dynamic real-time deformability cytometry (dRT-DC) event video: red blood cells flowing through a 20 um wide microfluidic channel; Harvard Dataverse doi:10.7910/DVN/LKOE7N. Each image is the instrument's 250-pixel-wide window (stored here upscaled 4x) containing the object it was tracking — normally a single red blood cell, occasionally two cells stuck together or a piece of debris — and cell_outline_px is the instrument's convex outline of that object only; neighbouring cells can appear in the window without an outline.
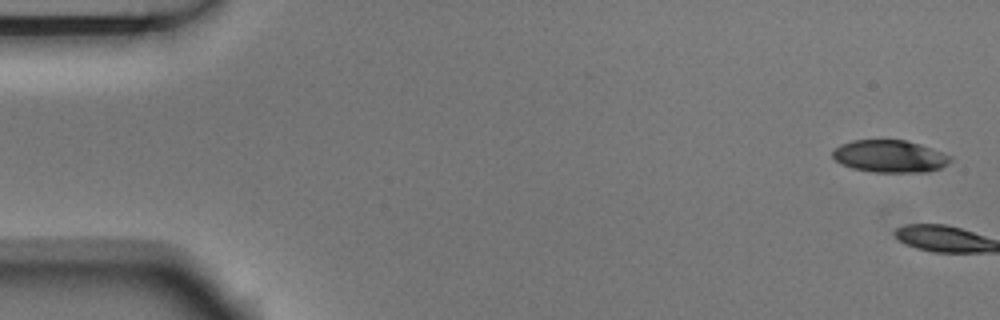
{"species": "Egyptian fruit bat (a non-hibernating species)", "species_latin": "Rousettus aegyptiacus", "temperature_condition": "room temperature", "stored_images_in_passage": 6, "camera_frame_rate_fps": 3000, "um_per_image_px": 0.085, "animal": {"sex": "male"}, "frame": {"image": 1, "passage_image": 1, "time_ms": 0.0, "image_size_px": [1000, 320], "cell_outline_px": [[952, 160], [948, 164], [940, 168], [928, 172], [872, 172], [852, 168], [840, 164], [832, 156], [832, 152], [840, 144], [852, 140], [908, 140], [920, 144], [952, 156]], "centroid_in_image_um": [75.64, 13.29], "position_along_channel_um": 9.4, "area_um2": 22.31}}